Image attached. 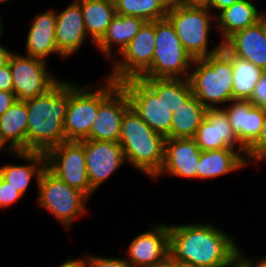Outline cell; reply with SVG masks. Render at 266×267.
<instances>
[{"mask_svg": "<svg viewBox=\"0 0 266 267\" xmlns=\"http://www.w3.org/2000/svg\"><path fill=\"white\" fill-rule=\"evenodd\" d=\"M169 253L196 267H226L240 250L231 237L206 223L169 226Z\"/></svg>", "mask_w": 266, "mask_h": 267, "instance_id": "obj_1", "label": "cell"}, {"mask_svg": "<svg viewBox=\"0 0 266 267\" xmlns=\"http://www.w3.org/2000/svg\"><path fill=\"white\" fill-rule=\"evenodd\" d=\"M24 102L28 112L27 151L46 154L66 142L64 120L69 104V83L59 80L47 93Z\"/></svg>", "mask_w": 266, "mask_h": 267, "instance_id": "obj_2", "label": "cell"}, {"mask_svg": "<svg viewBox=\"0 0 266 267\" xmlns=\"http://www.w3.org/2000/svg\"><path fill=\"white\" fill-rule=\"evenodd\" d=\"M166 138L152 130L130 107L123 116L119 144L126 161L155 177L164 163Z\"/></svg>", "mask_w": 266, "mask_h": 267, "instance_id": "obj_3", "label": "cell"}, {"mask_svg": "<svg viewBox=\"0 0 266 267\" xmlns=\"http://www.w3.org/2000/svg\"><path fill=\"white\" fill-rule=\"evenodd\" d=\"M193 64L197 67L189 76L193 95L206 109L233 100V55L222 47Z\"/></svg>", "mask_w": 266, "mask_h": 267, "instance_id": "obj_4", "label": "cell"}, {"mask_svg": "<svg viewBox=\"0 0 266 267\" xmlns=\"http://www.w3.org/2000/svg\"><path fill=\"white\" fill-rule=\"evenodd\" d=\"M194 59L181 44L171 21L155 20V51L151 66L139 78H189ZM181 74L183 76H181ZM185 74V75H184Z\"/></svg>", "mask_w": 266, "mask_h": 267, "instance_id": "obj_5", "label": "cell"}, {"mask_svg": "<svg viewBox=\"0 0 266 267\" xmlns=\"http://www.w3.org/2000/svg\"><path fill=\"white\" fill-rule=\"evenodd\" d=\"M119 86L107 78L103 88L89 92L69 83V104L64 120L66 141H82L88 138L99 105Z\"/></svg>", "mask_w": 266, "mask_h": 267, "instance_id": "obj_6", "label": "cell"}, {"mask_svg": "<svg viewBox=\"0 0 266 267\" xmlns=\"http://www.w3.org/2000/svg\"><path fill=\"white\" fill-rule=\"evenodd\" d=\"M209 8L186 7L172 4L169 7L167 18L175 28L181 44L193 59H203L217 53L222 44L208 50V33L212 28L209 23L212 17Z\"/></svg>", "mask_w": 266, "mask_h": 267, "instance_id": "obj_7", "label": "cell"}, {"mask_svg": "<svg viewBox=\"0 0 266 267\" xmlns=\"http://www.w3.org/2000/svg\"><path fill=\"white\" fill-rule=\"evenodd\" d=\"M39 205L49 210L65 226H69L77 215L87 213L84 203L88 196L60 180L47 167L38 181Z\"/></svg>", "mask_w": 266, "mask_h": 267, "instance_id": "obj_8", "label": "cell"}, {"mask_svg": "<svg viewBox=\"0 0 266 267\" xmlns=\"http://www.w3.org/2000/svg\"><path fill=\"white\" fill-rule=\"evenodd\" d=\"M45 155L46 167L54 175L89 197L94 190L89 183L84 146L80 142H63Z\"/></svg>", "mask_w": 266, "mask_h": 267, "instance_id": "obj_9", "label": "cell"}, {"mask_svg": "<svg viewBox=\"0 0 266 267\" xmlns=\"http://www.w3.org/2000/svg\"><path fill=\"white\" fill-rule=\"evenodd\" d=\"M119 85L126 91L132 109L152 130L166 138L170 134L173 113L162 98L139 78L127 79Z\"/></svg>", "mask_w": 266, "mask_h": 267, "instance_id": "obj_10", "label": "cell"}, {"mask_svg": "<svg viewBox=\"0 0 266 267\" xmlns=\"http://www.w3.org/2000/svg\"><path fill=\"white\" fill-rule=\"evenodd\" d=\"M154 51L155 21L145 22L120 53L124 61L115 62L113 73L107 78L116 83L130 78H139L151 66Z\"/></svg>", "mask_w": 266, "mask_h": 267, "instance_id": "obj_11", "label": "cell"}, {"mask_svg": "<svg viewBox=\"0 0 266 267\" xmlns=\"http://www.w3.org/2000/svg\"><path fill=\"white\" fill-rule=\"evenodd\" d=\"M9 67L12 73L13 93L19 101L43 95L59 82L47 71L46 62L42 59L12 54Z\"/></svg>", "mask_w": 266, "mask_h": 267, "instance_id": "obj_12", "label": "cell"}, {"mask_svg": "<svg viewBox=\"0 0 266 267\" xmlns=\"http://www.w3.org/2000/svg\"><path fill=\"white\" fill-rule=\"evenodd\" d=\"M79 142L84 146L87 175L95 191L126 161L124 151L119 142L86 139Z\"/></svg>", "mask_w": 266, "mask_h": 267, "instance_id": "obj_13", "label": "cell"}, {"mask_svg": "<svg viewBox=\"0 0 266 267\" xmlns=\"http://www.w3.org/2000/svg\"><path fill=\"white\" fill-rule=\"evenodd\" d=\"M196 144L201 151H210L224 148L235 149L234 145L239 143L237 149L239 154L247 155V150L240 144L234 134L227 114L223 108H208L205 118L198 127L194 136Z\"/></svg>", "mask_w": 266, "mask_h": 267, "instance_id": "obj_14", "label": "cell"}, {"mask_svg": "<svg viewBox=\"0 0 266 267\" xmlns=\"http://www.w3.org/2000/svg\"><path fill=\"white\" fill-rule=\"evenodd\" d=\"M130 107L129 97L119 85L99 105L97 117L86 140L119 142L122 119Z\"/></svg>", "mask_w": 266, "mask_h": 267, "instance_id": "obj_15", "label": "cell"}, {"mask_svg": "<svg viewBox=\"0 0 266 267\" xmlns=\"http://www.w3.org/2000/svg\"><path fill=\"white\" fill-rule=\"evenodd\" d=\"M144 232L129 245L130 267H149L163 262L169 255V225H158Z\"/></svg>", "mask_w": 266, "mask_h": 267, "instance_id": "obj_16", "label": "cell"}, {"mask_svg": "<svg viewBox=\"0 0 266 267\" xmlns=\"http://www.w3.org/2000/svg\"><path fill=\"white\" fill-rule=\"evenodd\" d=\"M202 151L194 138H169L165 140L164 163L160 172L173 176L198 178L199 159Z\"/></svg>", "mask_w": 266, "mask_h": 267, "instance_id": "obj_17", "label": "cell"}, {"mask_svg": "<svg viewBox=\"0 0 266 267\" xmlns=\"http://www.w3.org/2000/svg\"><path fill=\"white\" fill-rule=\"evenodd\" d=\"M222 47L229 54L247 60L266 72V36L260 22L237 31Z\"/></svg>", "mask_w": 266, "mask_h": 267, "instance_id": "obj_18", "label": "cell"}, {"mask_svg": "<svg viewBox=\"0 0 266 267\" xmlns=\"http://www.w3.org/2000/svg\"><path fill=\"white\" fill-rule=\"evenodd\" d=\"M80 0H74L64 11L56 15V45L58 51L68 57L82 45L86 38Z\"/></svg>", "mask_w": 266, "mask_h": 267, "instance_id": "obj_19", "label": "cell"}, {"mask_svg": "<svg viewBox=\"0 0 266 267\" xmlns=\"http://www.w3.org/2000/svg\"><path fill=\"white\" fill-rule=\"evenodd\" d=\"M55 30L56 13L48 11L37 15L26 38L27 56L45 61L48 54L56 52L63 57L56 45Z\"/></svg>", "mask_w": 266, "mask_h": 267, "instance_id": "obj_20", "label": "cell"}, {"mask_svg": "<svg viewBox=\"0 0 266 267\" xmlns=\"http://www.w3.org/2000/svg\"><path fill=\"white\" fill-rule=\"evenodd\" d=\"M28 112L24 101L17 100L0 116V138L8 143L9 151H27Z\"/></svg>", "mask_w": 266, "mask_h": 267, "instance_id": "obj_21", "label": "cell"}, {"mask_svg": "<svg viewBox=\"0 0 266 267\" xmlns=\"http://www.w3.org/2000/svg\"><path fill=\"white\" fill-rule=\"evenodd\" d=\"M15 154L28 160L29 165H4L0 167V177L23 195L32 176L35 174L34 176L38 181L42 171L46 168V155L41 152L31 151H15Z\"/></svg>", "mask_w": 266, "mask_h": 267, "instance_id": "obj_22", "label": "cell"}, {"mask_svg": "<svg viewBox=\"0 0 266 267\" xmlns=\"http://www.w3.org/2000/svg\"><path fill=\"white\" fill-rule=\"evenodd\" d=\"M86 32L96 44L106 33L112 19L116 16L114 0H80Z\"/></svg>", "mask_w": 266, "mask_h": 267, "instance_id": "obj_23", "label": "cell"}, {"mask_svg": "<svg viewBox=\"0 0 266 267\" xmlns=\"http://www.w3.org/2000/svg\"><path fill=\"white\" fill-rule=\"evenodd\" d=\"M260 13L250 1L240 0L223 9L219 16V33L223 35V44L231 35L259 22Z\"/></svg>", "mask_w": 266, "mask_h": 267, "instance_id": "obj_24", "label": "cell"}, {"mask_svg": "<svg viewBox=\"0 0 266 267\" xmlns=\"http://www.w3.org/2000/svg\"><path fill=\"white\" fill-rule=\"evenodd\" d=\"M231 148L202 151L198 178H213L245 166L247 160Z\"/></svg>", "mask_w": 266, "mask_h": 267, "instance_id": "obj_25", "label": "cell"}, {"mask_svg": "<svg viewBox=\"0 0 266 267\" xmlns=\"http://www.w3.org/2000/svg\"><path fill=\"white\" fill-rule=\"evenodd\" d=\"M145 21L138 17L124 16L116 14L108 26L106 33L96 43V45L109 58L111 57V43L119 45V52L130 43L134 36L139 32Z\"/></svg>", "mask_w": 266, "mask_h": 267, "instance_id": "obj_26", "label": "cell"}, {"mask_svg": "<svg viewBox=\"0 0 266 267\" xmlns=\"http://www.w3.org/2000/svg\"><path fill=\"white\" fill-rule=\"evenodd\" d=\"M162 98L172 113L193 95L189 78H139Z\"/></svg>", "mask_w": 266, "mask_h": 267, "instance_id": "obj_27", "label": "cell"}, {"mask_svg": "<svg viewBox=\"0 0 266 267\" xmlns=\"http://www.w3.org/2000/svg\"><path fill=\"white\" fill-rule=\"evenodd\" d=\"M207 109L192 95L173 113L169 138H194Z\"/></svg>", "mask_w": 266, "mask_h": 267, "instance_id": "obj_28", "label": "cell"}, {"mask_svg": "<svg viewBox=\"0 0 266 267\" xmlns=\"http://www.w3.org/2000/svg\"><path fill=\"white\" fill-rule=\"evenodd\" d=\"M264 72L253 63L233 55V99L250 100Z\"/></svg>", "mask_w": 266, "mask_h": 267, "instance_id": "obj_29", "label": "cell"}, {"mask_svg": "<svg viewBox=\"0 0 266 267\" xmlns=\"http://www.w3.org/2000/svg\"><path fill=\"white\" fill-rule=\"evenodd\" d=\"M116 14L133 16L151 22L167 16L170 0H114Z\"/></svg>", "mask_w": 266, "mask_h": 267, "instance_id": "obj_30", "label": "cell"}, {"mask_svg": "<svg viewBox=\"0 0 266 267\" xmlns=\"http://www.w3.org/2000/svg\"><path fill=\"white\" fill-rule=\"evenodd\" d=\"M232 105L223 108L227 114L234 134L240 144L246 149V121L247 113L254 106L249 100L233 99Z\"/></svg>", "mask_w": 266, "mask_h": 267, "instance_id": "obj_31", "label": "cell"}, {"mask_svg": "<svg viewBox=\"0 0 266 267\" xmlns=\"http://www.w3.org/2000/svg\"><path fill=\"white\" fill-rule=\"evenodd\" d=\"M264 122L263 108L254 105L247 113L246 121V150L259 138Z\"/></svg>", "mask_w": 266, "mask_h": 267, "instance_id": "obj_32", "label": "cell"}, {"mask_svg": "<svg viewBox=\"0 0 266 267\" xmlns=\"http://www.w3.org/2000/svg\"><path fill=\"white\" fill-rule=\"evenodd\" d=\"M264 110V122L258 140L247 150L248 159H266V109Z\"/></svg>", "mask_w": 266, "mask_h": 267, "instance_id": "obj_33", "label": "cell"}, {"mask_svg": "<svg viewBox=\"0 0 266 267\" xmlns=\"http://www.w3.org/2000/svg\"><path fill=\"white\" fill-rule=\"evenodd\" d=\"M22 194L0 177V207H8L15 203Z\"/></svg>", "mask_w": 266, "mask_h": 267, "instance_id": "obj_34", "label": "cell"}, {"mask_svg": "<svg viewBox=\"0 0 266 267\" xmlns=\"http://www.w3.org/2000/svg\"><path fill=\"white\" fill-rule=\"evenodd\" d=\"M87 258L86 261L83 260L84 267H130L126 259L100 258L94 256H87Z\"/></svg>", "mask_w": 266, "mask_h": 267, "instance_id": "obj_35", "label": "cell"}, {"mask_svg": "<svg viewBox=\"0 0 266 267\" xmlns=\"http://www.w3.org/2000/svg\"><path fill=\"white\" fill-rule=\"evenodd\" d=\"M249 101L253 105L266 109V72L260 77Z\"/></svg>", "mask_w": 266, "mask_h": 267, "instance_id": "obj_36", "label": "cell"}, {"mask_svg": "<svg viewBox=\"0 0 266 267\" xmlns=\"http://www.w3.org/2000/svg\"><path fill=\"white\" fill-rule=\"evenodd\" d=\"M0 90L13 92V80L9 64L0 68Z\"/></svg>", "mask_w": 266, "mask_h": 267, "instance_id": "obj_37", "label": "cell"}, {"mask_svg": "<svg viewBox=\"0 0 266 267\" xmlns=\"http://www.w3.org/2000/svg\"><path fill=\"white\" fill-rule=\"evenodd\" d=\"M16 101L17 98L13 92L0 90V116L3 115Z\"/></svg>", "mask_w": 266, "mask_h": 267, "instance_id": "obj_38", "label": "cell"}, {"mask_svg": "<svg viewBox=\"0 0 266 267\" xmlns=\"http://www.w3.org/2000/svg\"><path fill=\"white\" fill-rule=\"evenodd\" d=\"M171 3L186 7L209 8L210 0H173Z\"/></svg>", "mask_w": 266, "mask_h": 267, "instance_id": "obj_39", "label": "cell"}, {"mask_svg": "<svg viewBox=\"0 0 266 267\" xmlns=\"http://www.w3.org/2000/svg\"><path fill=\"white\" fill-rule=\"evenodd\" d=\"M238 1L240 0H210L209 9L210 7H214L222 11L223 9L230 7L232 4Z\"/></svg>", "mask_w": 266, "mask_h": 267, "instance_id": "obj_40", "label": "cell"}, {"mask_svg": "<svg viewBox=\"0 0 266 267\" xmlns=\"http://www.w3.org/2000/svg\"><path fill=\"white\" fill-rule=\"evenodd\" d=\"M254 267L251 259H244L241 256V253L226 267Z\"/></svg>", "mask_w": 266, "mask_h": 267, "instance_id": "obj_41", "label": "cell"}, {"mask_svg": "<svg viewBox=\"0 0 266 267\" xmlns=\"http://www.w3.org/2000/svg\"><path fill=\"white\" fill-rule=\"evenodd\" d=\"M13 53L0 44V68L9 64Z\"/></svg>", "mask_w": 266, "mask_h": 267, "instance_id": "obj_42", "label": "cell"}, {"mask_svg": "<svg viewBox=\"0 0 266 267\" xmlns=\"http://www.w3.org/2000/svg\"><path fill=\"white\" fill-rule=\"evenodd\" d=\"M59 267H84L83 260H67L65 263L61 264Z\"/></svg>", "mask_w": 266, "mask_h": 267, "instance_id": "obj_43", "label": "cell"}, {"mask_svg": "<svg viewBox=\"0 0 266 267\" xmlns=\"http://www.w3.org/2000/svg\"><path fill=\"white\" fill-rule=\"evenodd\" d=\"M172 267H196V266L189 262L177 260L172 256Z\"/></svg>", "mask_w": 266, "mask_h": 267, "instance_id": "obj_44", "label": "cell"}, {"mask_svg": "<svg viewBox=\"0 0 266 267\" xmlns=\"http://www.w3.org/2000/svg\"><path fill=\"white\" fill-rule=\"evenodd\" d=\"M149 267H172V255L169 253L168 257L163 262Z\"/></svg>", "mask_w": 266, "mask_h": 267, "instance_id": "obj_45", "label": "cell"}, {"mask_svg": "<svg viewBox=\"0 0 266 267\" xmlns=\"http://www.w3.org/2000/svg\"><path fill=\"white\" fill-rule=\"evenodd\" d=\"M259 22L264 30L265 36H266V16L263 14L260 15Z\"/></svg>", "mask_w": 266, "mask_h": 267, "instance_id": "obj_46", "label": "cell"}, {"mask_svg": "<svg viewBox=\"0 0 266 267\" xmlns=\"http://www.w3.org/2000/svg\"><path fill=\"white\" fill-rule=\"evenodd\" d=\"M251 261L253 262L254 267H266V258L257 263H255L253 259Z\"/></svg>", "mask_w": 266, "mask_h": 267, "instance_id": "obj_47", "label": "cell"}, {"mask_svg": "<svg viewBox=\"0 0 266 267\" xmlns=\"http://www.w3.org/2000/svg\"><path fill=\"white\" fill-rule=\"evenodd\" d=\"M3 145H5V142L0 138V150L2 149Z\"/></svg>", "mask_w": 266, "mask_h": 267, "instance_id": "obj_48", "label": "cell"}, {"mask_svg": "<svg viewBox=\"0 0 266 267\" xmlns=\"http://www.w3.org/2000/svg\"><path fill=\"white\" fill-rule=\"evenodd\" d=\"M1 17H0V36H1V34H2V25H1Z\"/></svg>", "mask_w": 266, "mask_h": 267, "instance_id": "obj_49", "label": "cell"}]
</instances>
